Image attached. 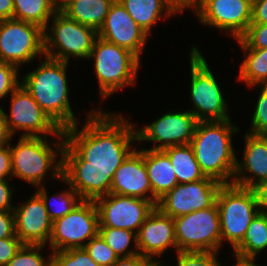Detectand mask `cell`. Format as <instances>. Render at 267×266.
Here are the masks:
<instances>
[{
    "label": "cell",
    "mask_w": 267,
    "mask_h": 266,
    "mask_svg": "<svg viewBox=\"0 0 267 266\" xmlns=\"http://www.w3.org/2000/svg\"><path fill=\"white\" fill-rule=\"evenodd\" d=\"M216 204L220 216L221 244L227 240L233 250L243 241L252 220L260 212L253 188L222 184Z\"/></svg>",
    "instance_id": "8992f818"
},
{
    "label": "cell",
    "mask_w": 267,
    "mask_h": 266,
    "mask_svg": "<svg viewBox=\"0 0 267 266\" xmlns=\"http://www.w3.org/2000/svg\"><path fill=\"white\" fill-rule=\"evenodd\" d=\"M174 13H184L185 8H192L197 11L201 0H164Z\"/></svg>",
    "instance_id": "ee69618b"
},
{
    "label": "cell",
    "mask_w": 267,
    "mask_h": 266,
    "mask_svg": "<svg viewBox=\"0 0 267 266\" xmlns=\"http://www.w3.org/2000/svg\"><path fill=\"white\" fill-rule=\"evenodd\" d=\"M252 0H201L195 12L203 25L240 39L251 24Z\"/></svg>",
    "instance_id": "9a60e30c"
},
{
    "label": "cell",
    "mask_w": 267,
    "mask_h": 266,
    "mask_svg": "<svg viewBox=\"0 0 267 266\" xmlns=\"http://www.w3.org/2000/svg\"><path fill=\"white\" fill-rule=\"evenodd\" d=\"M75 0H56L58 11H61L69 2Z\"/></svg>",
    "instance_id": "681fc988"
},
{
    "label": "cell",
    "mask_w": 267,
    "mask_h": 266,
    "mask_svg": "<svg viewBox=\"0 0 267 266\" xmlns=\"http://www.w3.org/2000/svg\"><path fill=\"white\" fill-rule=\"evenodd\" d=\"M87 117L81 130L78 124L63 130L61 181L82 200H96L110 193L114 173L134 150L137 129L121 114L94 109Z\"/></svg>",
    "instance_id": "6da1fadb"
},
{
    "label": "cell",
    "mask_w": 267,
    "mask_h": 266,
    "mask_svg": "<svg viewBox=\"0 0 267 266\" xmlns=\"http://www.w3.org/2000/svg\"><path fill=\"white\" fill-rule=\"evenodd\" d=\"M45 245L23 244L6 266H50L51 255L48 261L40 254Z\"/></svg>",
    "instance_id": "4dcf8cb0"
},
{
    "label": "cell",
    "mask_w": 267,
    "mask_h": 266,
    "mask_svg": "<svg viewBox=\"0 0 267 266\" xmlns=\"http://www.w3.org/2000/svg\"><path fill=\"white\" fill-rule=\"evenodd\" d=\"M14 18V1L0 0V20Z\"/></svg>",
    "instance_id": "7dc6e473"
},
{
    "label": "cell",
    "mask_w": 267,
    "mask_h": 266,
    "mask_svg": "<svg viewBox=\"0 0 267 266\" xmlns=\"http://www.w3.org/2000/svg\"><path fill=\"white\" fill-rule=\"evenodd\" d=\"M98 36L131 51L139 59L148 38V34L130 17L118 0L111 5Z\"/></svg>",
    "instance_id": "e0dca14e"
},
{
    "label": "cell",
    "mask_w": 267,
    "mask_h": 266,
    "mask_svg": "<svg viewBox=\"0 0 267 266\" xmlns=\"http://www.w3.org/2000/svg\"><path fill=\"white\" fill-rule=\"evenodd\" d=\"M144 161L152 188V203L156 206L158 200L178 184L176 173L163 150L144 149Z\"/></svg>",
    "instance_id": "7402d4cb"
},
{
    "label": "cell",
    "mask_w": 267,
    "mask_h": 266,
    "mask_svg": "<svg viewBox=\"0 0 267 266\" xmlns=\"http://www.w3.org/2000/svg\"><path fill=\"white\" fill-rule=\"evenodd\" d=\"M83 248L100 266H113L119 258L99 234L87 242Z\"/></svg>",
    "instance_id": "d6a6232c"
},
{
    "label": "cell",
    "mask_w": 267,
    "mask_h": 266,
    "mask_svg": "<svg viewBox=\"0 0 267 266\" xmlns=\"http://www.w3.org/2000/svg\"><path fill=\"white\" fill-rule=\"evenodd\" d=\"M12 177V160L10 144L0 145V180Z\"/></svg>",
    "instance_id": "ab89813d"
},
{
    "label": "cell",
    "mask_w": 267,
    "mask_h": 266,
    "mask_svg": "<svg viewBox=\"0 0 267 266\" xmlns=\"http://www.w3.org/2000/svg\"><path fill=\"white\" fill-rule=\"evenodd\" d=\"M10 95V116L6 114V121L12 135L22 130L23 137H47L45 134L59 136L61 129L21 84Z\"/></svg>",
    "instance_id": "4fadbf2b"
},
{
    "label": "cell",
    "mask_w": 267,
    "mask_h": 266,
    "mask_svg": "<svg viewBox=\"0 0 267 266\" xmlns=\"http://www.w3.org/2000/svg\"><path fill=\"white\" fill-rule=\"evenodd\" d=\"M238 131L230 119L198 121L190 145L206 177L222 184L232 183L238 161L232 146V134Z\"/></svg>",
    "instance_id": "7a4b0ae2"
},
{
    "label": "cell",
    "mask_w": 267,
    "mask_h": 266,
    "mask_svg": "<svg viewBox=\"0 0 267 266\" xmlns=\"http://www.w3.org/2000/svg\"><path fill=\"white\" fill-rule=\"evenodd\" d=\"M126 9L130 17L145 31L148 35L157 20L164 19L174 15L173 10L164 0H118Z\"/></svg>",
    "instance_id": "cb8c5ba5"
},
{
    "label": "cell",
    "mask_w": 267,
    "mask_h": 266,
    "mask_svg": "<svg viewBox=\"0 0 267 266\" xmlns=\"http://www.w3.org/2000/svg\"><path fill=\"white\" fill-rule=\"evenodd\" d=\"M173 219L179 252H218L221 247V230L216 202L208 208Z\"/></svg>",
    "instance_id": "9c48e42d"
},
{
    "label": "cell",
    "mask_w": 267,
    "mask_h": 266,
    "mask_svg": "<svg viewBox=\"0 0 267 266\" xmlns=\"http://www.w3.org/2000/svg\"><path fill=\"white\" fill-rule=\"evenodd\" d=\"M198 120L190 111L167 112L154 122L136 131L137 141H152L153 150L190 144ZM156 142L161 144L156 145Z\"/></svg>",
    "instance_id": "2e32d148"
},
{
    "label": "cell",
    "mask_w": 267,
    "mask_h": 266,
    "mask_svg": "<svg viewBox=\"0 0 267 266\" xmlns=\"http://www.w3.org/2000/svg\"><path fill=\"white\" fill-rule=\"evenodd\" d=\"M9 184L8 180H0V211H14L10 202L14 189Z\"/></svg>",
    "instance_id": "b9f144b4"
},
{
    "label": "cell",
    "mask_w": 267,
    "mask_h": 266,
    "mask_svg": "<svg viewBox=\"0 0 267 266\" xmlns=\"http://www.w3.org/2000/svg\"><path fill=\"white\" fill-rule=\"evenodd\" d=\"M267 23V0H252L251 24Z\"/></svg>",
    "instance_id": "60d3db41"
},
{
    "label": "cell",
    "mask_w": 267,
    "mask_h": 266,
    "mask_svg": "<svg viewBox=\"0 0 267 266\" xmlns=\"http://www.w3.org/2000/svg\"><path fill=\"white\" fill-rule=\"evenodd\" d=\"M22 245L23 243L16 235L0 239V266H6Z\"/></svg>",
    "instance_id": "74e56055"
},
{
    "label": "cell",
    "mask_w": 267,
    "mask_h": 266,
    "mask_svg": "<svg viewBox=\"0 0 267 266\" xmlns=\"http://www.w3.org/2000/svg\"><path fill=\"white\" fill-rule=\"evenodd\" d=\"M68 186L69 191L57 193L51 199H48L47 189L43 185L38 186V191H35L43 200L52 221L70 213L82 201L79 194L70 185Z\"/></svg>",
    "instance_id": "f1b7e54d"
},
{
    "label": "cell",
    "mask_w": 267,
    "mask_h": 266,
    "mask_svg": "<svg viewBox=\"0 0 267 266\" xmlns=\"http://www.w3.org/2000/svg\"><path fill=\"white\" fill-rule=\"evenodd\" d=\"M54 266H100L94 262L84 248H70L55 251L51 255Z\"/></svg>",
    "instance_id": "1f68e13d"
},
{
    "label": "cell",
    "mask_w": 267,
    "mask_h": 266,
    "mask_svg": "<svg viewBox=\"0 0 267 266\" xmlns=\"http://www.w3.org/2000/svg\"><path fill=\"white\" fill-rule=\"evenodd\" d=\"M217 252H177V266H222L217 259Z\"/></svg>",
    "instance_id": "d590c367"
},
{
    "label": "cell",
    "mask_w": 267,
    "mask_h": 266,
    "mask_svg": "<svg viewBox=\"0 0 267 266\" xmlns=\"http://www.w3.org/2000/svg\"><path fill=\"white\" fill-rule=\"evenodd\" d=\"M52 18V27L44 29V55L68 63L73 56L88 59L98 32L68 18L61 11H57ZM47 30L51 34L48 35Z\"/></svg>",
    "instance_id": "52a82bcc"
},
{
    "label": "cell",
    "mask_w": 267,
    "mask_h": 266,
    "mask_svg": "<svg viewBox=\"0 0 267 266\" xmlns=\"http://www.w3.org/2000/svg\"><path fill=\"white\" fill-rule=\"evenodd\" d=\"M153 263L154 261L138 253L128 257H119L113 266H151Z\"/></svg>",
    "instance_id": "7bdbcfd3"
},
{
    "label": "cell",
    "mask_w": 267,
    "mask_h": 266,
    "mask_svg": "<svg viewBox=\"0 0 267 266\" xmlns=\"http://www.w3.org/2000/svg\"><path fill=\"white\" fill-rule=\"evenodd\" d=\"M190 99L194 109L189 110L198 121L230 119L227 104L214 74L198 47L190 53Z\"/></svg>",
    "instance_id": "ba28073f"
},
{
    "label": "cell",
    "mask_w": 267,
    "mask_h": 266,
    "mask_svg": "<svg viewBox=\"0 0 267 266\" xmlns=\"http://www.w3.org/2000/svg\"><path fill=\"white\" fill-rule=\"evenodd\" d=\"M151 266H164V265H161L159 262H154Z\"/></svg>",
    "instance_id": "f907efd6"
},
{
    "label": "cell",
    "mask_w": 267,
    "mask_h": 266,
    "mask_svg": "<svg viewBox=\"0 0 267 266\" xmlns=\"http://www.w3.org/2000/svg\"><path fill=\"white\" fill-rule=\"evenodd\" d=\"M99 227L127 229L138 233L147 216L156 207L151 201L109 193L94 200Z\"/></svg>",
    "instance_id": "5bb4252c"
},
{
    "label": "cell",
    "mask_w": 267,
    "mask_h": 266,
    "mask_svg": "<svg viewBox=\"0 0 267 266\" xmlns=\"http://www.w3.org/2000/svg\"><path fill=\"white\" fill-rule=\"evenodd\" d=\"M260 209H267V179L261 181L254 188Z\"/></svg>",
    "instance_id": "bcb514c9"
},
{
    "label": "cell",
    "mask_w": 267,
    "mask_h": 266,
    "mask_svg": "<svg viewBox=\"0 0 267 266\" xmlns=\"http://www.w3.org/2000/svg\"><path fill=\"white\" fill-rule=\"evenodd\" d=\"M58 143L54 145L47 143V137H23L21 136L16 145L10 144L12 160V176L29 182L34 186L43 185L44 176L51 169L52 177L61 180L62 178V157L55 160L58 153L62 156L65 144L63 130L59 132ZM61 140V141H60ZM58 152V153H57Z\"/></svg>",
    "instance_id": "277c9868"
},
{
    "label": "cell",
    "mask_w": 267,
    "mask_h": 266,
    "mask_svg": "<svg viewBox=\"0 0 267 266\" xmlns=\"http://www.w3.org/2000/svg\"><path fill=\"white\" fill-rule=\"evenodd\" d=\"M14 215L15 235L23 244L48 245L53 221L37 193L23 205L14 207Z\"/></svg>",
    "instance_id": "ac0fdd59"
},
{
    "label": "cell",
    "mask_w": 267,
    "mask_h": 266,
    "mask_svg": "<svg viewBox=\"0 0 267 266\" xmlns=\"http://www.w3.org/2000/svg\"><path fill=\"white\" fill-rule=\"evenodd\" d=\"M261 212H263L267 216V209H260Z\"/></svg>",
    "instance_id": "816d5d0a"
},
{
    "label": "cell",
    "mask_w": 267,
    "mask_h": 266,
    "mask_svg": "<svg viewBox=\"0 0 267 266\" xmlns=\"http://www.w3.org/2000/svg\"><path fill=\"white\" fill-rule=\"evenodd\" d=\"M88 59H94L102 99L134 85L140 59L131 51L97 36Z\"/></svg>",
    "instance_id": "5b68a950"
},
{
    "label": "cell",
    "mask_w": 267,
    "mask_h": 266,
    "mask_svg": "<svg viewBox=\"0 0 267 266\" xmlns=\"http://www.w3.org/2000/svg\"><path fill=\"white\" fill-rule=\"evenodd\" d=\"M221 186V182L210 177L177 184L158 200L156 207L171 218L205 209L216 202Z\"/></svg>",
    "instance_id": "7c38bea8"
},
{
    "label": "cell",
    "mask_w": 267,
    "mask_h": 266,
    "mask_svg": "<svg viewBox=\"0 0 267 266\" xmlns=\"http://www.w3.org/2000/svg\"><path fill=\"white\" fill-rule=\"evenodd\" d=\"M15 235L14 211H0V239Z\"/></svg>",
    "instance_id": "f35d334b"
},
{
    "label": "cell",
    "mask_w": 267,
    "mask_h": 266,
    "mask_svg": "<svg viewBox=\"0 0 267 266\" xmlns=\"http://www.w3.org/2000/svg\"><path fill=\"white\" fill-rule=\"evenodd\" d=\"M43 60L37 69L23 76L21 85L33 96L47 116L64 130L78 124L68 99V62L47 56Z\"/></svg>",
    "instance_id": "3957f363"
},
{
    "label": "cell",
    "mask_w": 267,
    "mask_h": 266,
    "mask_svg": "<svg viewBox=\"0 0 267 266\" xmlns=\"http://www.w3.org/2000/svg\"><path fill=\"white\" fill-rule=\"evenodd\" d=\"M163 151L168 155L173 165L178 184L206 178L198 165L190 144L167 147Z\"/></svg>",
    "instance_id": "d4e9b609"
},
{
    "label": "cell",
    "mask_w": 267,
    "mask_h": 266,
    "mask_svg": "<svg viewBox=\"0 0 267 266\" xmlns=\"http://www.w3.org/2000/svg\"><path fill=\"white\" fill-rule=\"evenodd\" d=\"M14 18L45 29L58 11L56 0H13Z\"/></svg>",
    "instance_id": "4316f807"
},
{
    "label": "cell",
    "mask_w": 267,
    "mask_h": 266,
    "mask_svg": "<svg viewBox=\"0 0 267 266\" xmlns=\"http://www.w3.org/2000/svg\"><path fill=\"white\" fill-rule=\"evenodd\" d=\"M235 259L237 260V263L234 266H260L254 263V259H242L238 257H236Z\"/></svg>",
    "instance_id": "c3c4849f"
},
{
    "label": "cell",
    "mask_w": 267,
    "mask_h": 266,
    "mask_svg": "<svg viewBox=\"0 0 267 266\" xmlns=\"http://www.w3.org/2000/svg\"><path fill=\"white\" fill-rule=\"evenodd\" d=\"M18 78L16 66L0 61V99L7 97L21 84Z\"/></svg>",
    "instance_id": "8d00e7d4"
},
{
    "label": "cell",
    "mask_w": 267,
    "mask_h": 266,
    "mask_svg": "<svg viewBox=\"0 0 267 266\" xmlns=\"http://www.w3.org/2000/svg\"><path fill=\"white\" fill-rule=\"evenodd\" d=\"M170 246H173L179 252L175 237L174 219L164 215L155 207L137 233L139 254L149 258L151 261L160 262L153 257L161 256Z\"/></svg>",
    "instance_id": "d6986e66"
},
{
    "label": "cell",
    "mask_w": 267,
    "mask_h": 266,
    "mask_svg": "<svg viewBox=\"0 0 267 266\" xmlns=\"http://www.w3.org/2000/svg\"><path fill=\"white\" fill-rule=\"evenodd\" d=\"M13 135L10 133L6 121V113L3 108L0 107V145L9 144L10 138L12 139Z\"/></svg>",
    "instance_id": "f6af8a7d"
},
{
    "label": "cell",
    "mask_w": 267,
    "mask_h": 266,
    "mask_svg": "<svg viewBox=\"0 0 267 266\" xmlns=\"http://www.w3.org/2000/svg\"><path fill=\"white\" fill-rule=\"evenodd\" d=\"M115 0H75L69 2L61 12L80 24L94 28L103 26L111 5Z\"/></svg>",
    "instance_id": "603a6c76"
},
{
    "label": "cell",
    "mask_w": 267,
    "mask_h": 266,
    "mask_svg": "<svg viewBox=\"0 0 267 266\" xmlns=\"http://www.w3.org/2000/svg\"><path fill=\"white\" fill-rule=\"evenodd\" d=\"M110 193L152 202V188L145 166L144 149L134 148L117 168L112 178Z\"/></svg>",
    "instance_id": "ffe728a7"
},
{
    "label": "cell",
    "mask_w": 267,
    "mask_h": 266,
    "mask_svg": "<svg viewBox=\"0 0 267 266\" xmlns=\"http://www.w3.org/2000/svg\"><path fill=\"white\" fill-rule=\"evenodd\" d=\"M44 52V29L10 18L0 20V61L17 68Z\"/></svg>",
    "instance_id": "8fae6325"
},
{
    "label": "cell",
    "mask_w": 267,
    "mask_h": 266,
    "mask_svg": "<svg viewBox=\"0 0 267 266\" xmlns=\"http://www.w3.org/2000/svg\"><path fill=\"white\" fill-rule=\"evenodd\" d=\"M236 41L242 49L267 48V23L250 24L245 34Z\"/></svg>",
    "instance_id": "836d02e7"
},
{
    "label": "cell",
    "mask_w": 267,
    "mask_h": 266,
    "mask_svg": "<svg viewBox=\"0 0 267 266\" xmlns=\"http://www.w3.org/2000/svg\"><path fill=\"white\" fill-rule=\"evenodd\" d=\"M99 233V216L94 200H82L70 213L52 223L49 245L53 252L83 248ZM85 242V243H84Z\"/></svg>",
    "instance_id": "30bf717a"
},
{
    "label": "cell",
    "mask_w": 267,
    "mask_h": 266,
    "mask_svg": "<svg viewBox=\"0 0 267 266\" xmlns=\"http://www.w3.org/2000/svg\"><path fill=\"white\" fill-rule=\"evenodd\" d=\"M101 238L109 245L118 257H128L139 253L137 247V233L127 229L111 227H99ZM131 241H134L135 250L130 249Z\"/></svg>",
    "instance_id": "f546056e"
},
{
    "label": "cell",
    "mask_w": 267,
    "mask_h": 266,
    "mask_svg": "<svg viewBox=\"0 0 267 266\" xmlns=\"http://www.w3.org/2000/svg\"><path fill=\"white\" fill-rule=\"evenodd\" d=\"M267 248V216L259 212L250 223L243 241L233 250V256L254 259Z\"/></svg>",
    "instance_id": "484cf974"
},
{
    "label": "cell",
    "mask_w": 267,
    "mask_h": 266,
    "mask_svg": "<svg viewBox=\"0 0 267 266\" xmlns=\"http://www.w3.org/2000/svg\"><path fill=\"white\" fill-rule=\"evenodd\" d=\"M261 91L251 119L248 133L263 135L267 133V85H260Z\"/></svg>",
    "instance_id": "e575fe53"
},
{
    "label": "cell",
    "mask_w": 267,
    "mask_h": 266,
    "mask_svg": "<svg viewBox=\"0 0 267 266\" xmlns=\"http://www.w3.org/2000/svg\"><path fill=\"white\" fill-rule=\"evenodd\" d=\"M243 161H237L232 183L241 187L254 188L267 179V133L245 134ZM245 173V174H244ZM246 173H251L250 176Z\"/></svg>",
    "instance_id": "44dd1931"
},
{
    "label": "cell",
    "mask_w": 267,
    "mask_h": 266,
    "mask_svg": "<svg viewBox=\"0 0 267 266\" xmlns=\"http://www.w3.org/2000/svg\"><path fill=\"white\" fill-rule=\"evenodd\" d=\"M242 50L246 57L240 65L238 79L250 87L267 85V48Z\"/></svg>",
    "instance_id": "83f0119b"
}]
</instances>
